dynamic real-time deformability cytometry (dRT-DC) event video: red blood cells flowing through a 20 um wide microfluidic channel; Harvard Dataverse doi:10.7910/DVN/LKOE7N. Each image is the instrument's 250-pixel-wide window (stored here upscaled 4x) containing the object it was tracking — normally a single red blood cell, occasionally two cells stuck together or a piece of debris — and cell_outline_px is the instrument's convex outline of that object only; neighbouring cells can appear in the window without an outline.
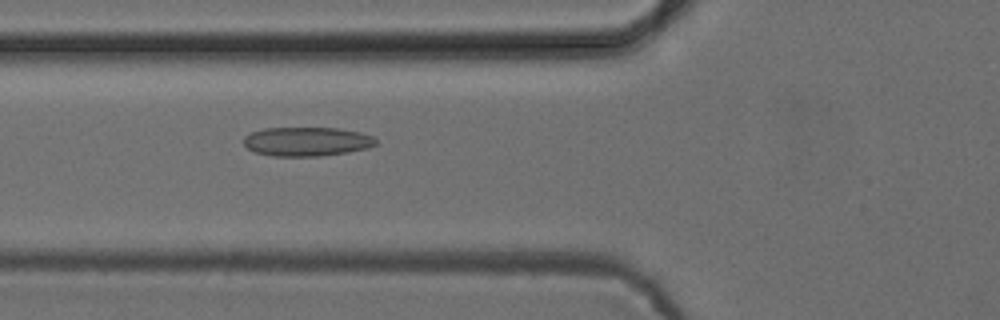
{"species": "common noctule bat (a hibernating species)", "species_latin": "Nyctalus noctula", "temperature_condition": "cold", "stored_images_in_passage": 53, "camera_frame_rate_fps": 3000, "um_per_image_px": 0.085, "animal": {"sex": "female", "body_mass_g": 24.6, "forearm_length_mm": 56.2}, "frame": {"image": 1, "passage_image": 20, "time_ms": 6.333, "image_size_px": [1000, 320], "cell_outline_px": [[376, 144], [368, 148], [348, 152], [320, 156], [272, 156], [256, 152], [248, 148], [244, 144], [244, 136], [252, 132], [264, 128], [336, 128], [360, 132], [372, 136], [376, 140]], "centroid_in_image_um": [26.08, 12.03], "position_along_channel_um": 99.7, "area_um2": 22.31}}
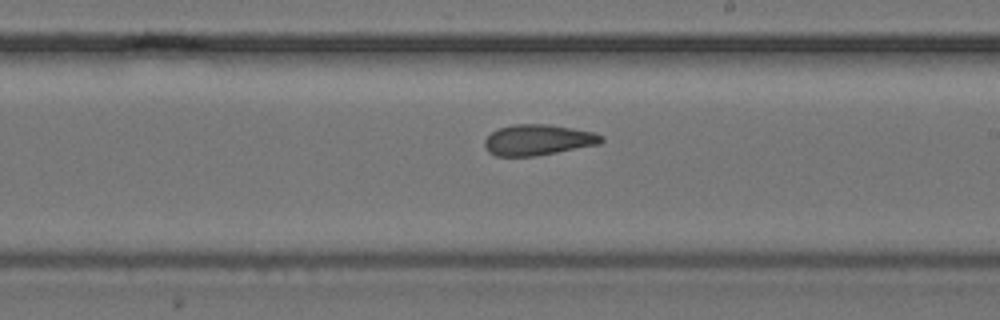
{"frame": {"image": 2, "passage_image": 31, "time_ms": 10.0, "image_size_px": [1000, 320], "cell_outline_px": [[604, 140], [600, 144], [536, 156], [496, 156], [488, 152], [484, 144], [484, 140], [492, 132], [500, 128], [512, 124], [548, 124], [572, 128], [592, 132], [604, 136]], "centroid_in_image_um": [45.73, 11.89], "position_along_channel_um": 243.3, "area_um2": 20.92}}
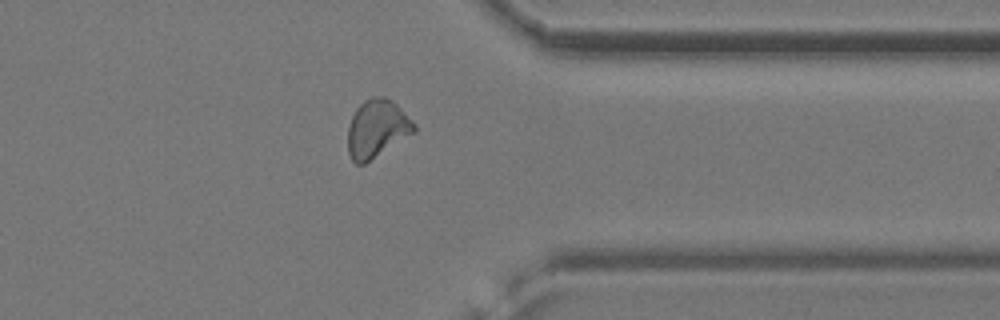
{"frame": {"image": 3, "passage_image": 42, "time_ms": 13.667, "image_size_px": [1000, 320], "cell_outline_px": [[416, 132], [364, 164], [356, 164], [352, 160], [348, 152], [348, 128], [352, 116], [356, 108], [364, 100], [372, 96], [384, 96], [392, 100], [416, 124]], "centroid_in_image_um": [32.05, 10.93], "position_along_channel_um": 379.4, "area_um2": 22.43}, "authors_computed_cell_mechanics": {"area_um2": 21.964, "velocity_mm_per_s": 3.9097, "shape_relaxation_time_tau1_ms": 10.8168, "shape_relaxation_time_tau2_ms": 2.2922, "deformation_change_tau1": 0.1828, "deformation_change_tau2": 0.0744}}